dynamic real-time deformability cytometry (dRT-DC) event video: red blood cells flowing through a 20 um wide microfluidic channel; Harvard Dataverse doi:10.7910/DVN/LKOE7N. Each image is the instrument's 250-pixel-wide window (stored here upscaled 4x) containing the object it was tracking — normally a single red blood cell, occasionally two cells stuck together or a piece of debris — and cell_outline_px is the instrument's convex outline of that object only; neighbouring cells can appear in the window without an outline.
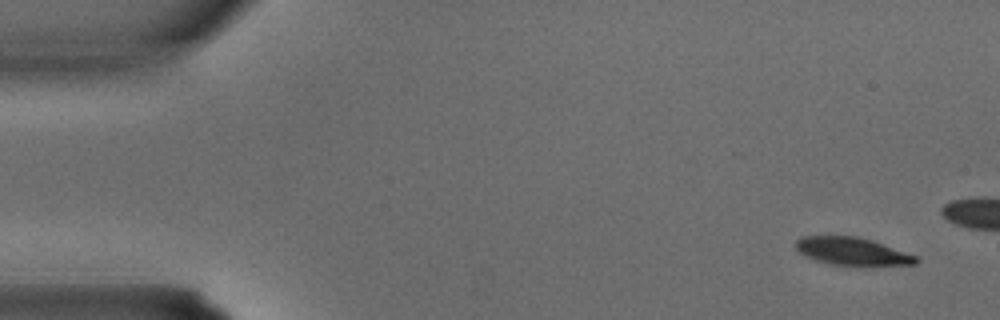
{"species": "common noctule bat (a hibernating species)", "species_latin": "Nyctalus noctula", "temperature_condition": "warm", "stored_images_in_passage": 4, "camera_frame_rate_fps": 3000, "um_per_image_px": 0.085, "animal": {"sex": "male", "body_mass_g": 15.6}, "frame": {"image": 1, "passage_image": 1, "time_ms": 0.0, "image_size_px": [1000, 320], "cell_outline_px": [[920, 260], [916, 264], [832, 264], [816, 260], [804, 256], [796, 248], [796, 240], [800, 236], [856, 236], [872, 240], [916, 256]], "centroid_in_image_um": [72.38, 21.33], "position_along_channel_um": 12.6, "area_um2": 18.84}}